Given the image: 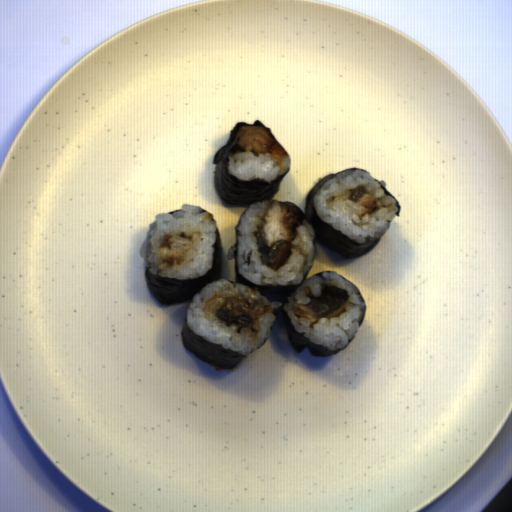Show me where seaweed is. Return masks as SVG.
<instances>
[{
  "instance_id": "seaweed-7",
  "label": "seaweed",
  "mask_w": 512,
  "mask_h": 512,
  "mask_svg": "<svg viewBox=\"0 0 512 512\" xmlns=\"http://www.w3.org/2000/svg\"><path fill=\"white\" fill-rule=\"evenodd\" d=\"M377 183H378L380 189H382L384 195H389L391 198L394 199V204L397 207V210H396V212H394V214H395V217H400V215H401V204H400L399 200L396 197H394L392 195V193H390L389 190L385 186H383L381 184V182H377Z\"/></svg>"
},
{
  "instance_id": "seaweed-4",
  "label": "seaweed",
  "mask_w": 512,
  "mask_h": 512,
  "mask_svg": "<svg viewBox=\"0 0 512 512\" xmlns=\"http://www.w3.org/2000/svg\"><path fill=\"white\" fill-rule=\"evenodd\" d=\"M338 173V172H337ZM337 173H331L321 178L310 190L304 206L305 222H308L314 229V239L326 248L337 252L344 258H350L364 254L368 249L373 247L382 237L381 231H375L373 235L367 234L362 242L350 238L339 229L324 221L318 214L315 204L314 195L318 189L325 184L326 181L336 178Z\"/></svg>"
},
{
  "instance_id": "seaweed-2",
  "label": "seaweed",
  "mask_w": 512,
  "mask_h": 512,
  "mask_svg": "<svg viewBox=\"0 0 512 512\" xmlns=\"http://www.w3.org/2000/svg\"><path fill=\"white\" fill-rule=\"evenodd\" d=\"M310 280L308 275H303L299 283H293L289 281L286 285H272V284H258L251 282L246 278L240 271L238 266V259L235 261V281L236 285L241 284L243 287H248L251 290H256L260 295L267 299V301L279 302L282 305L275 308L283 321L287 336L290 340L291 346L295 353L300 354L304 349H308L310 354L314 357H326L328 355L336 354L347 348L350 343L354 340L356 333H351L350 338L347 340V344L344 347H339L335 350H329L327 345L314 342L305 335V331L295 330V325L292 323V318L284 310V305L288 303L289 297H292L294 301H297L296 293L302 288L305 281Z\"/></svg>"
},
{
  "instance_id": "seaweed-1",
  "label": "seaweed",
  "mask_w": 512,
  "mask_h": 512,
  "mask_svg": "<svg viewBox=\"0 0 512 512\" xmlns=\"http://www.w3.org/2000/svg\"><path fill=\"white\" fill-rule=\"evenodd\" d=\"M248 126H260L271 130L261 121L249 124L244 121L236 123L230 131L228 140L215 152L212 164L215 165L213 173L214 190L217 198L227 208H244L257 203L272 200L278 193L283 175L279 174L275 179L266 181L263 178L238 179L228 170L230 157L244 153L237 139V128Z\"/></svg>"
},
{
  "instance_id": "seaweed-9",
  "label": "seaweed",
  "mask_w": 512,
  "mask_h": 512,
  "mask_svg": "<svg viewBox=\"0 0 512 512\" xmlns=\"http://www.w3.org/2000/svg\"><path fill=\"white\" fill-rule=\"evenodd\" d=\"M199 212H200V214H203V213H207V210L202 207V208H200Z\"/></svg>"
},
{
  "instance_id": "seaweed-6",
  "label": "seaweed",
  "mask_w": 512,
  "mask_h": 512,
  "mask_svg": "<svg viewBox=\"0 0 512 512\" xmlns=\"http://www.w3.org/2000/svg\"><path fill=\"white\" fill-rule=\"evenodd\" d=\"M340 278H341V279L346 280L347 282H349L350 284H352V285H353V287H354V289H355V291H356V293H357V296H358L359 301L363 304V313L361 314L360 319H358V321H359V324H358V325H359V327H361V326H362V324H363V323H364V321H365V318H366V311H367V305H366V302H365V300H364V298H363V296H362V294H361L360 290L358 289V287H357L354 283H352L349 279H346V278H344V277H342V276H340Z\"/></svg>"
},
{
  "instance_id": "seaweed-3",
  "label": "seaweed",
  "mask_w": 512,
  "mask_h": 512,
  "mask_svg": "<svg viewBox=\"0 0 512 512\" xmlns=\"http://www.w3.org/2000/svg\"><path fill=\"white\" fill-rule=\"evenodd\" d=\"M215 242L212 253L211 268L203 275L191 278L161 276L160 272H150L145 266V277L149 293L163 306L185 303L188 299L200 294L201 290L213 281H217L223 270V248L221 233L215 228Z\"/></svg>"
},
{
  "instance_id": "seaweed-5",
  "label": "seaweed",
  "mask_w": 512,
  "mask_h": 512,
  "mask_svg": "<svg viewBox=\"0 0 512 512\" xmlns=\"http://www.w3.org/2000/svg\"><path fill=\"white\" fill-rule=\"evenodd\" d=\"M181 342L195 358L226 370L234 368L245 358L243 351L223 347L193 332L187 324V319L181 332Z\"/></svg>"
},
{
  "instance_id": "seaweed-8",
  "label": "seaweed",
  "mask_w": 512,
  "mask_h": 512,
  "mask_svg": "<svg viewBox=\"0 0 512 512\" xmlns=\"http://www.w3.org/2000/svg\"><path fill=\"white\" fill-rule=\"evenodd\" d=\"M332 271L331 270H324L322 272H319V273H316V274H313V276H316V277H321L322 280H327V278L324 276V273H331ZM312 276V277H313Z\"/></svg>"
}]
</instances>
